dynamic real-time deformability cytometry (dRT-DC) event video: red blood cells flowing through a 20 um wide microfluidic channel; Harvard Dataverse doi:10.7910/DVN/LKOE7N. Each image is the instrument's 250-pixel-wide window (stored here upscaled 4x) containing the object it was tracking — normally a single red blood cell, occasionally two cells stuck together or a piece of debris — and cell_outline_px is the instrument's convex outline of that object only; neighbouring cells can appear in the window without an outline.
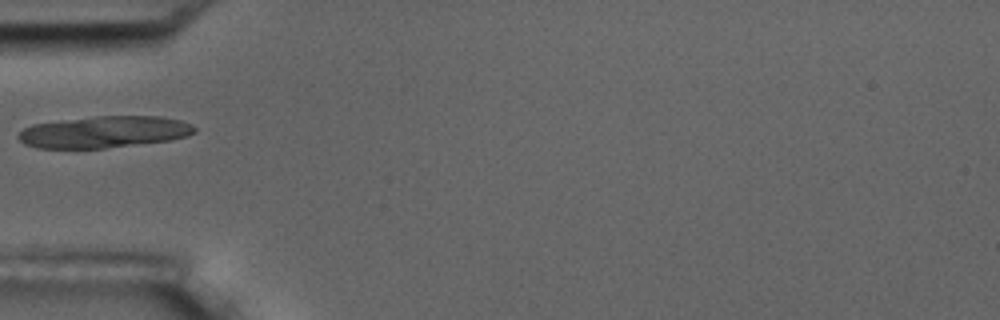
{"species": "common noctule bat (a hibernating species)", "species_latin": "Nyctalus noctula", "temperature_condition": "room temperature", "stored_images_in_passage": 6, "camera_frame_rate_fps": 3000, "um_per_image_px": 0.085, "animal": {"sex": "male", "body_mass_g": 17.5, "forearm_length_mm": 52.3}, "frame": {"image": 1, "passage_image": 5, "time_ms": 5.333, "image_size_px": [1000, 320], "cell_outline_px": [[196, 132], [188, 136], [168, 140], [104, 148], [36, 148], [24, 144], [16, 136], [24, 128], [32, 124], [92, 116], [160, 116], [180, 120], [192, 124], [196, 128]], "centroid_in_image_um": [8.84, 11.21], "position_along_channel_um": 76.2, "area_um2": 32.54}}